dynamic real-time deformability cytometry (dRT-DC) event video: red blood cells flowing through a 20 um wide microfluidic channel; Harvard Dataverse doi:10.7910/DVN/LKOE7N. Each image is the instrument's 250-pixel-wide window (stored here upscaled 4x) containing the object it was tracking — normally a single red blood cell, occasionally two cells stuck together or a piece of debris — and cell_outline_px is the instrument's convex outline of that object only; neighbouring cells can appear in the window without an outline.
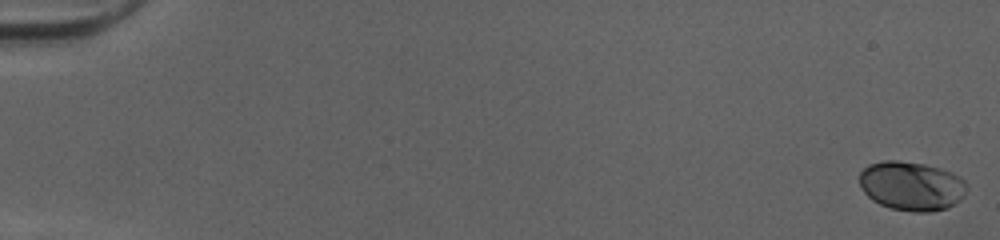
{"species": "human", "species_latin": "Homo sapiens", "temperature_condition": "cold", "stored_images_in_passage": 52, "camera_frame_rate_fps": 3000, "um_per_image_px": 0.085, "donor": {"sex": "female"}, "frame": {"image": 1, "passage_image": 1, "time_ms": 0.0, "image_size_px": [1000, 240], "cell_outline_px": [[968, 188], [964, 196], [956, 204], [948, 208], [928, 212], [912, 212], [892, 208], [880, 204], [872, 200], [864, 192], [860, 184], [860, 172], [868, 164], [884, 160], [896, 160], [924, 164], [940, 168], [952, 172], [960, 176], [968, 184]], "centroid_in_image_um": [77.51, 15.81], "position_along_channel_um": 7.5, "area_um2": 31.04}}
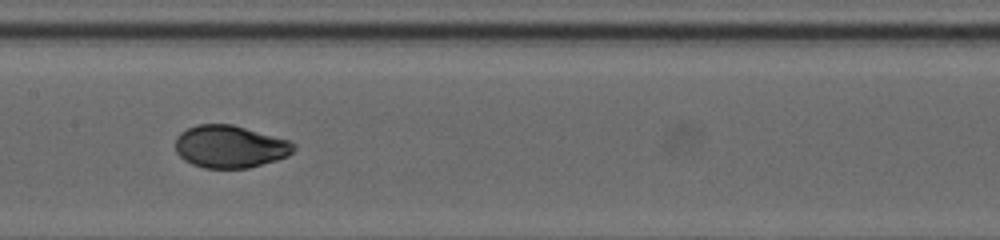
{"frame": {"image": 2, "passage_image": 28, "time_ms": 9.0, "image_size_px": [1000, 240], "cell_outline_px": [[296, 148], [288, 156], [276, 160], [248, 168], [204, 168], [192, 164], [184, 160], [176, 152], [176, 136], [180, 132], [196, 124], [232, 124], [288, 140], [296, 144]], "centroid_in_image_um": [19.54, 12.46], "position_along_channel_um": 187.9, "area_um2": 29.3}}
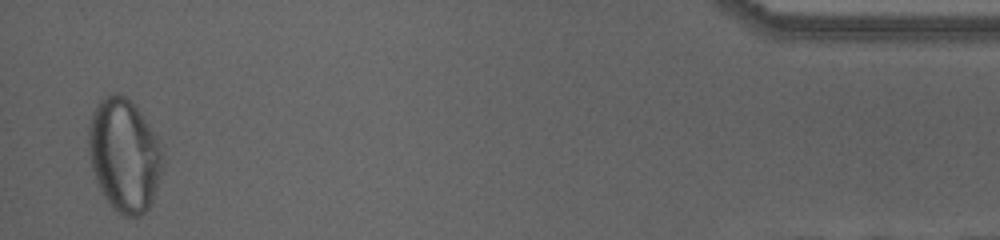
{"frame": {"image": 3, "passage_image": 51, "time_ms": 16.667, "image_size_px": [1000, 240], "cell_outline_px": [[164, 164], [152, 200], [148, 208], [140, 216], [128, 216], [116, 212], [112, 208], [104, 196], [96, 180], [92, 168], [88, 152], [88, 128], [92, 112], [96, 104], [104, 96], [116, 92], [124, 96], [140, 112], [164, 144]], "centroid_in_image_um": [10.58, 13.17], "position_along_channel_um": 424.6, "area_um2": 49.3}, "authors_computed_cell_mechanics": {"area_um2": 29.7381, "velocity_mm_per_s": 4.0536, "shape_relaxation_time_tau1_ms": 4.7556, "shape_relaxation_time_tau2_ms": null, "deformation_change_tau1": 0.1798, "deformation_change_tau2": null}}